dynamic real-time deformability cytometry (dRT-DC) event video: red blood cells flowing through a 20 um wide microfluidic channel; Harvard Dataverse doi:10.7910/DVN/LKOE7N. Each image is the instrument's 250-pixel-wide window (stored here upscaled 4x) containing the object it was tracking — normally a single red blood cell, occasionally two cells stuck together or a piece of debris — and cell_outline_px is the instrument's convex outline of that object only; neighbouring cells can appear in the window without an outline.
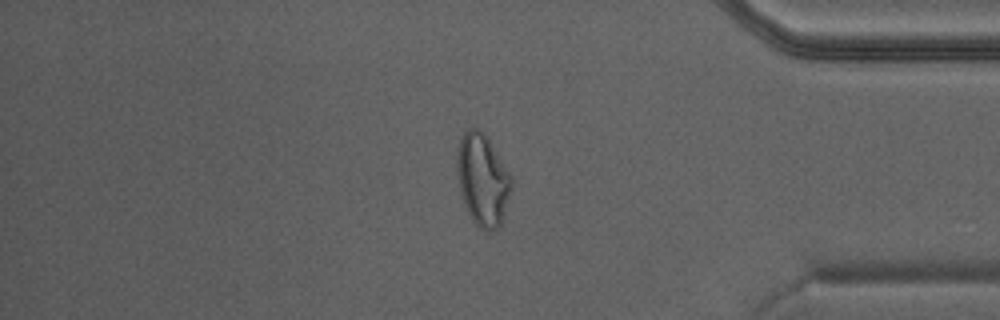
{"species": "Egyptian fruit bat (a non-hibernating species)", "species_latin": "Rousettus aegyptiacus", "temperature_condition": "warm", "stored_images_in_passage": 42, "camera_frame_rate_fps": 3000, "um_per_image_px": 0.085, "animal": {"sex": "male"}, "frame": {"image": 1, "passage_image": 36, "time_ms": 11.667, "image_size_px": [1000, 320], "cell_outline_px": [[516, 184], [504, 216], [500, 224], [496, 228], [488, 232], [480, 228], [472, 220], [464, 204], [460, 192], [456, 172], [456, 156], [460, 140], [464, 132], [468, 128], [476, 128], [484, 132], [488, 136], [512, 176]], "centroid_in_image_um": [41.06, 15.27], "position_along_channel_um": 394.1, "area_um2": 30.0}}
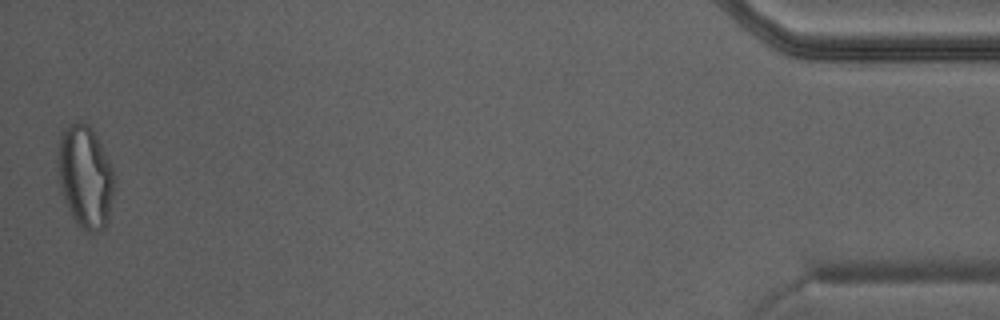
{"frame": {"image": 2, "passage_image": 42, "time_ms": 13.667, "image_size_px": [1000, 320], "cell_outline_px": [[116, 176], [108, 220], [104, 228], [88, 236], [76, 224], [60, 192], [56, 168], [56, 152], [60, 132], [64, 128], [72, 124], [88, 124], [92, 128]], "centroid_in_image_um": [7.2, 15.07], "position_along_channel_um": 428.0, "area_um2": 34.45}}